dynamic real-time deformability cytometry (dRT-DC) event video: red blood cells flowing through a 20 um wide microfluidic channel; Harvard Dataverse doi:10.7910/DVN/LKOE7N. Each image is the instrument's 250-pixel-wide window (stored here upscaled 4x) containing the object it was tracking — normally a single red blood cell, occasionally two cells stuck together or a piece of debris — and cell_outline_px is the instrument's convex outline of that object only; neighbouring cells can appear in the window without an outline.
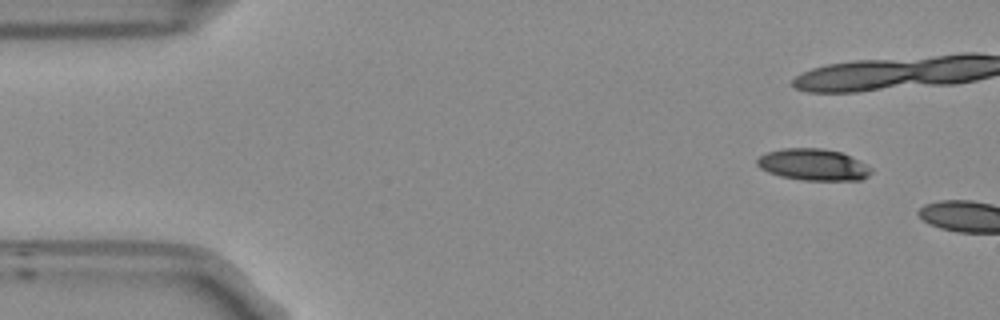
{"species": "Egyptian fruit bat (a non-hibernating species)", "species_latin": "Rousettus aegyptiacus", "temperature_condition": "room temperature", "stored_images_in_passage": 4, "camera_frame_rate_fps": 3000, "um_per_image_px": 0.085, "frame": {"image": 1, "passage_image": 1, "time_ms": 0.0, "image_size_px": [1000, 320], "cell_outline_px": [[872, 172], [868, 176], [860, 180], [800, 180], [780, 176], [768, 172], [760, 168], [756, 164], [756, 160], [760, 156], [768, 152], [784, 148], [824, 148], [840, 152], [872, 168]], "centroid_in_image_um": [69.1, 14.0], "position_along_channel_um": 15.9, "area_um2": 20.87}}